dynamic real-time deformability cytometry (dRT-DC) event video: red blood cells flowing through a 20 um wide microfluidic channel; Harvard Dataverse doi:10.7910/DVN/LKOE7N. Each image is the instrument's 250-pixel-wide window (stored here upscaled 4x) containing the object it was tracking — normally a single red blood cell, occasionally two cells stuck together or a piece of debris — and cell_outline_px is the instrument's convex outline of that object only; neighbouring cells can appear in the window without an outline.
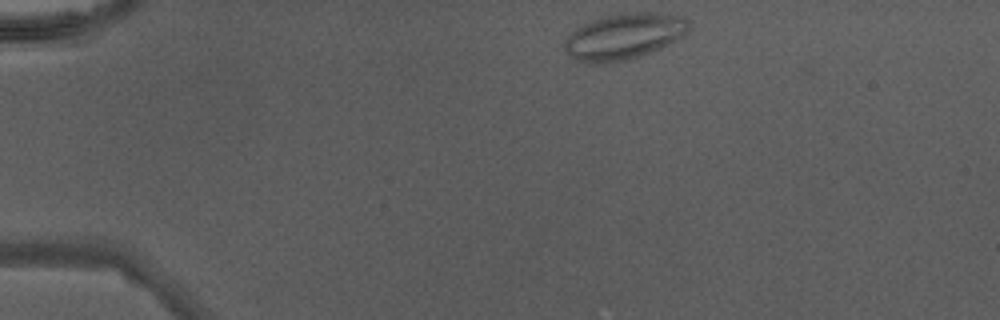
{"species": "Egyptian fruit bat (a non-hibernating species)", "species_latin": "Rousettus aegyptiacus", "temperature_condition": "warm", "stored_images_in_passage": 38, "camera_frame_rate_fps": 3000, "um_per_image_px": 0.085, "animal": {"sex": "male"}, "frame": {"image": 1, "passage_image": 1, "time_ms": 0.0, "image_size_px": [1000, 320], "cell_outline_px": [[692, 28], [684, 36], [676, 40], [640, 56], [628, 60], [608, 64], [588, 64], [576, 60], [568, 56], [564, 48], [564, 40], [576, 28], [592, 20], [604, 16], [620, 12], [660, 12], [684, 16], [688, 20]], "centroid_in_image_um": [53.05, 3.09], "position_along_channel_um": 32.0, "area_um2": 33.99}}
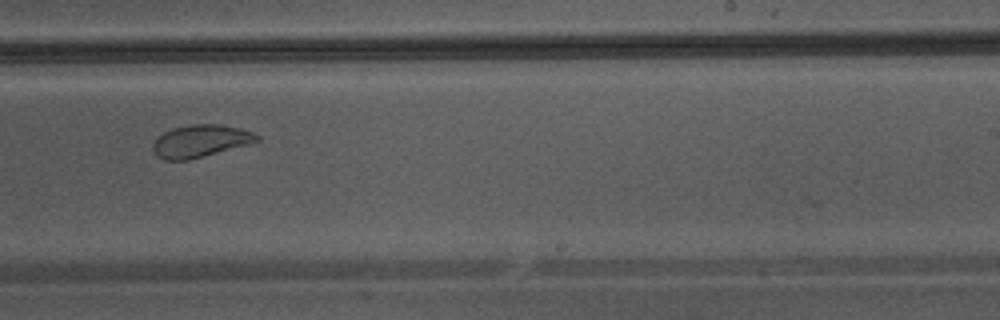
{"frame": {"image": 2, "passage_image": 22, "time_ms": 7.0, "image_size_px": [1000, 320], "cell_outline_px": [[260, 140], [256, 144], [188, 160], [164, 160], [156, 156], [152, 148], [152, 144], [164, 132], [172, 128], [192, 124], [220, 124], [240, 128], [252, 132], [260, 136]], "centroid_in_image_um": [17.11, 12.0], "position_along_channel_um": 271.9, "area_um2": 20.06}}